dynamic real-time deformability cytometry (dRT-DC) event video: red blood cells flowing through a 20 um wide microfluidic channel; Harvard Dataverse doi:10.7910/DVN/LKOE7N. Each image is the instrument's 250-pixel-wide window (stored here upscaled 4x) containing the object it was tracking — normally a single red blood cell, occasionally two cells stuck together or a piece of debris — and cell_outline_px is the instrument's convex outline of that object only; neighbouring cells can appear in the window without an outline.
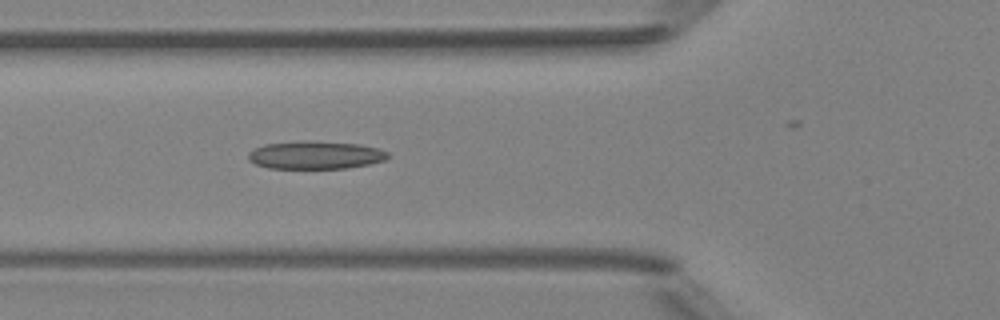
{"species": "Egyptian fruit bat (a non-hibernating species)", "species_latin": "Rousettus aegyptiacus", "temperature_condition": "room temperature", "stored_images_in_passage": 6, "camera_frame_rate_fps": 3000, "um_per_image_px": 0.085, "animal": {"sex": "female"}, "frame": {"image": 1, "passage_image": 6, "time_ms": 6.333, "image_size_px": [1000, 320], "cell_outline_px": [[388, 156], [384, 160], [368, 164], [348, 168], [268, 168], [256, 164], [248, 160], [248, 152], [264, 144], [300, 140], [360, 144], [380, 148], [388, 152]], "centroid_in_image_um": [26.79, 13.17], "position_along_channel_um": 99.0, "area_um2": 22.77}}